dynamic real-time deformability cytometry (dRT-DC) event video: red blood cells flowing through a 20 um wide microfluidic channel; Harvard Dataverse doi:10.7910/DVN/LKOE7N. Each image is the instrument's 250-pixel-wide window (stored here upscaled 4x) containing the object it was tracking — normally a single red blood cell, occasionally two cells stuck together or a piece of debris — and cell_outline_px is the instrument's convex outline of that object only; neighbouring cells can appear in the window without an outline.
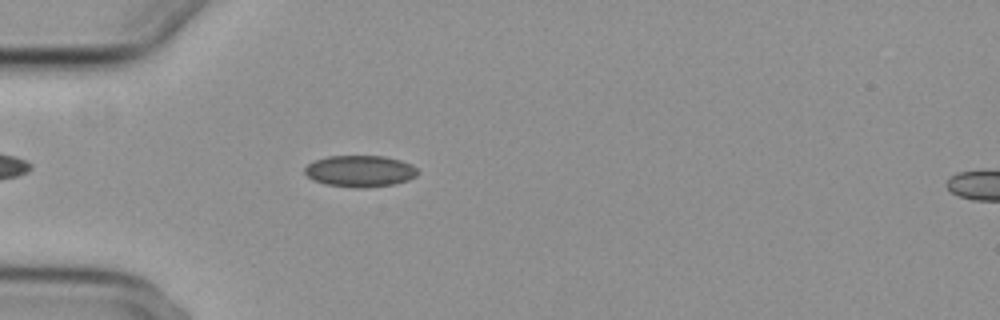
{"species": "common noctule bat (a hibernating species)", "species_latin": "Nyctalus noctula", "temperature_condition": "cold", "stored_images_in_passage": 39, "camera_frame_rate_fps": 3000, "um_per_image_px": 0.085, "animal": {"sex": "female", "body_mass_g": 29.2, "forearm_length_mm": 56.3}, "frame": {"image": 1, "passage_image": 6, "time_ms": 1.667, "image_size_px": [1000, 320], "cell_outline_px": [[420, 172], [416, 176], [408, 180], [396, 184], [364, 188], [352, 188], [324, 184], [312, 180], [304, 172], [304, 168], [308, 164], [316, 160], [328, 156], [384, 156], [400, 160], [412, 164]], "centroid_in_image_um": [30.61, 14.56], "position_along_channel_um": 54.4, "area_um2": 20.98}}
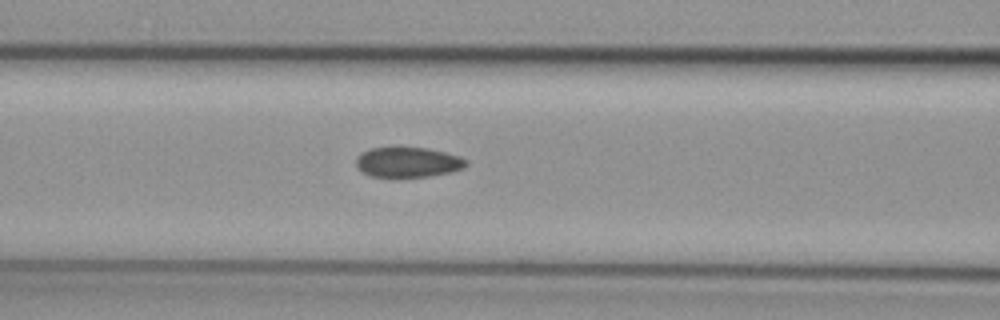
{"frame": {"image": 2, "passage_image": 13, "time_ms": 4.0, "image_size_px": [1000, 320], "cell_outline_px": [[468, 164], [464, 168], [452, 172], [428, 176], [368, 176], [356, 164], [356, 156], [360, 152], [372, 148], [428, 148], [460, 156], [468, 160]], "centroid_in_image_um": [34.7, 13.78], "position_along_channel_um": 131.9, "area_um2": 19.13}}
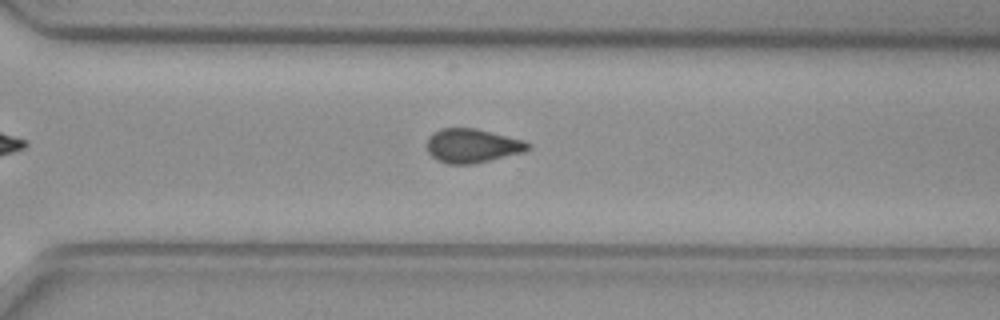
{"frame": {"image": 3, "passage_image": 29, "time_ms": 9.333, "image_size_px": [1000, 320], "cell_outline_px": [[532, 148], [524, 152], [476, 164], [448, 164], [436, 160], [428, 152], [428, 136], [432, 132], [440, 128], [476, 128], [524, 140], [532, 144]], "centroid_in_image_um": [40.17, 12.39], "position_along_channel_um": 330.4, "area_um2": 20.35}, "authors_computed_cell_mechanics": {"area_um2": 20.3456, "velocity_mm_per_s": 3.73, "shape_relaxation_time_tau1_ms": null, "shape_relaxation_time_tau2_ms": 4.6046, "deformation_change_tau1": null, "deformation_change_tau2": 0.0819}}